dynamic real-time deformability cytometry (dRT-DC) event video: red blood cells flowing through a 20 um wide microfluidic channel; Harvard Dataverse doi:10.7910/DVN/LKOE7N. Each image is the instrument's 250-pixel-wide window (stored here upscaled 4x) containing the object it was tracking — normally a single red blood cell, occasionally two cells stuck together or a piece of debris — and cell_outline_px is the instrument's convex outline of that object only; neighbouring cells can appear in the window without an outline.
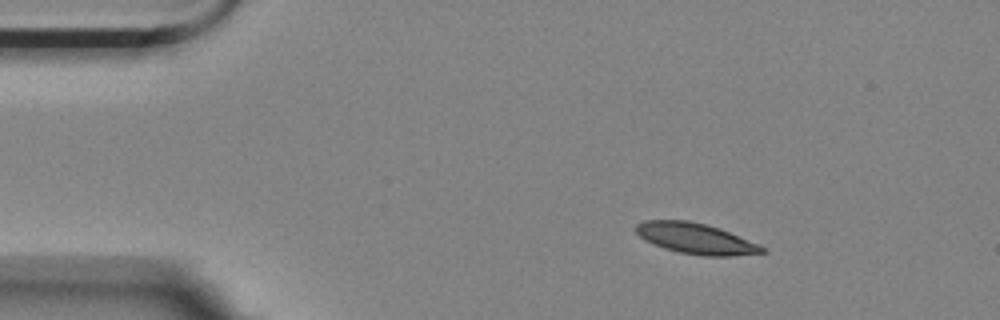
{"species": "Egyptian fruit bat (a non-hibernating species)", "species_latin": "Rousettus aegyptiacus", "temperature_condition": "room temperature", "stored_images_in_passage": 5, "camera_frame_rate_fps": 3000, "um_per_image_px": 0.085, "animal": {"sex": "female"}, "frame": {"image": 1, "passage_image": 3, "time_ms": 0.667, "image_size_px": [1000, 320], "cell_outline_px": [[768, 252], [732, 256], [704, 256], [680, 252], [664, 248], [652, 244], [644, 240], [632, 228], [636, 224], [644, 220], [688, 220], [720, 228], [760, 244], [768, 248]], "centroid_in_image_um": [59.15, 20.27], "position_along_channel_um": 25.8, "area_um2": 22.89}}